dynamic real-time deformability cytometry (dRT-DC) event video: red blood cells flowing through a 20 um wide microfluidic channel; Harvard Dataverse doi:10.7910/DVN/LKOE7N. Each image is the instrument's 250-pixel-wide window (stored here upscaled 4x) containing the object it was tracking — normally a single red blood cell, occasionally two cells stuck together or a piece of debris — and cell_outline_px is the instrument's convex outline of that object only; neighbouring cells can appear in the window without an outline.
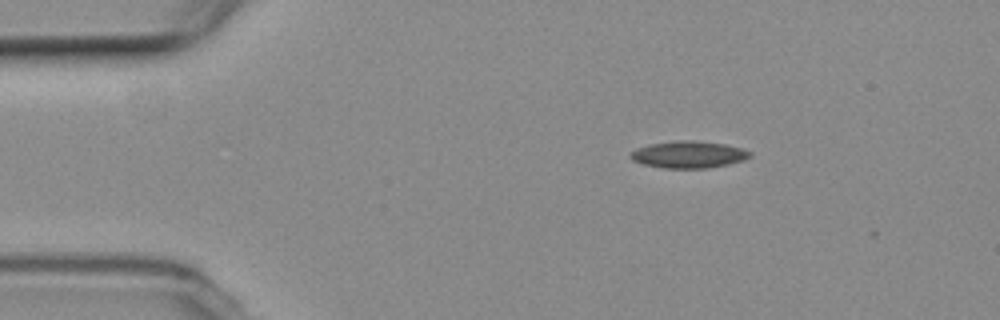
{"species": "common noctule bat (a hibernating species)", "species_latin": "Nyctalus noctula", "temperature_condition": "room temperature", "stored_images_in_passage": 4, "camera_frame_rate_fps": 3000, "um_per_image_px": 0.085, "animal": {"sex": "female", "body_mass_g": 19.3, "forearm_length_mm": 54.1}, "frame": {"image": 1, "passage_image": 1, "time_ms": 0.0, "image_size_px": [1000, 320], "cell_outline_px": [[752, 156], [744, 160], [728, 164], [708, 168], [664, 168], [644, 164], [632, 160], [628, 156], [636, 148], [648, 144], [676, 140], [692, 140], [724, 144], [740, 148], [752, 152]], "centroid_in_image_um": [58.52, 13.13], "position_along_channel_um": 26.5, "area_um2": 18.79}}
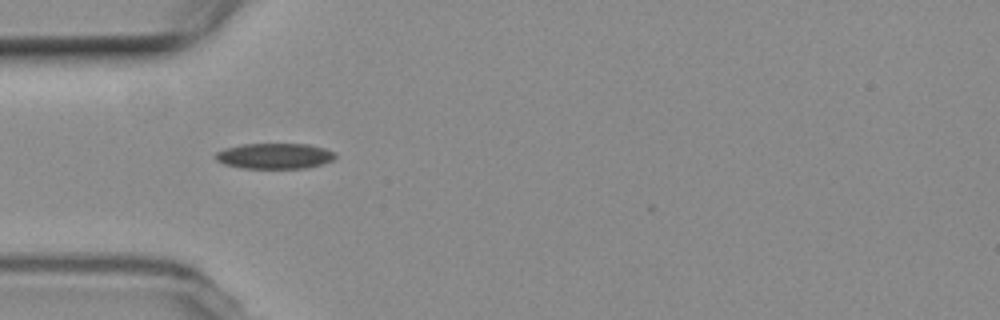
{"frame": {"image": 2, "passage_image": 3, "time_ms": 2.667, "image_size_px": [1000, 320], "cell_outline_px": [[336, 156], [332, 160], [308, 168], [240, 168], [224, 164], [216, 160], [212, 156], [216, 152], [224, 148], [244, 144], [308, 144], [324, 148], [336, 152]], "centroid_in_image_um": [23.31, 13.26], "position_along_channel_um": 61.7, "area_um2": 17.98}}
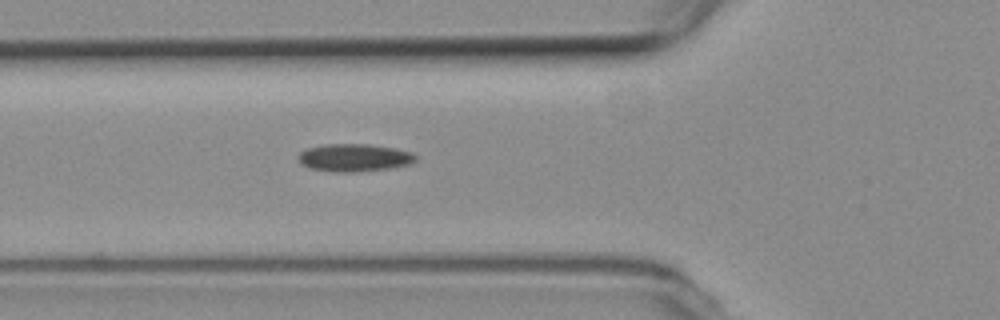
{"frame": {"image": 3, "passage_image": 4, "time_ms": 3.667, "image_size_px": [1000, 320], "cell_outline_px": [[416, 160], [412, 164], [392, 168], [352, 172], [336, 172], [308, 168], [300, 164], [296, 156], [300, 152], [308, 148], [324, 144], [368, 144], [396, 148], [412, 152], [416, 156]], "centroid_in_image_um": [30.11, 13.4], "position_along_channel_um": 95.7, "area_um2": 19.19}}